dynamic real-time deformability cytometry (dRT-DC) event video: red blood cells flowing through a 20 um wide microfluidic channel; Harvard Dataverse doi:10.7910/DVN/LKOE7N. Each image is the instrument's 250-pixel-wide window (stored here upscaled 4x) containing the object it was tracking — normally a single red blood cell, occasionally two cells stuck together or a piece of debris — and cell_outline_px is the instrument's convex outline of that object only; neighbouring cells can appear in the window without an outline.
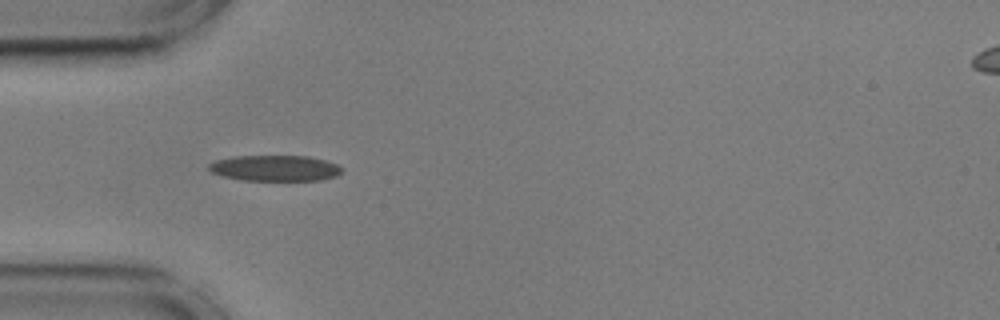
{"species": "common noctule bat (a hibernating species)", "species_latin": "Nyctalus noctula", "temperature_condition": "cold", "stored_images_in_passage": 28, "camera_frame_rate_fps": 3000, "um_per_image_px": 0.085, "animal": {"sex": "male", "body_mass_g": 17.9, "forearm_length_mm": 54.2}, "frame": {"image": 1, "passage_image": 5, "time_ms": 1.333, "image_size_px": [1000, 320], "cell_outline_px": [[344, 168], [336, 176], [320, 180], [244, 180], [224, 176], [212, 172], [208, 168], [208, 164], [216, 160], [232, 156], [308, 156], [324, 160], [336, 164]], "centroid_in_image_um": [23.37, 14.28], "position_along_channel_um": 61.6, "area_um2": 19.88}}